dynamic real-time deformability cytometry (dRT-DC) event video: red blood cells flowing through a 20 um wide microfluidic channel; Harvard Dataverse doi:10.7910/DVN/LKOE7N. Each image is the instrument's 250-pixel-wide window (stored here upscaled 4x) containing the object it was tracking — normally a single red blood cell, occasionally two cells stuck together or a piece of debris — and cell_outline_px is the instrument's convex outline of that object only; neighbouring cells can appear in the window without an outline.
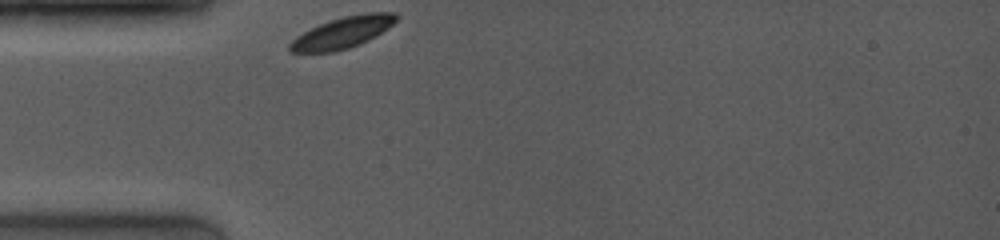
{"species": "common noctule bat (a hibernating species)", "species_latin": "Nyctalus noctula", "temperature_condition": "room temperature", "stored_images_in_passage": 51, "camera_frame_rate_fps": 4000, "um_per_image_px": 0.085, "animal": {"sex": "female", "body_mass_g": 19.0, "forearm_length_mm": 53.3}, "frame": {"image": 1, "passage_image": 1, "time_ms": 0.0, "image_size_px": [1000, 240], "cell_outline_px": [[400, 16], [388, 28], [376, 36], [360, 44], [348, 48], [332, 52], [292, 52], [288, 48], [288, 44], [296, 36], [320, 24], [344, 16], [368, 12], [396, 12]], "centroid_in_image_um": [29.15, 2.76], "position_along_channel_um": 55.8, "area_um2": 19.31}}
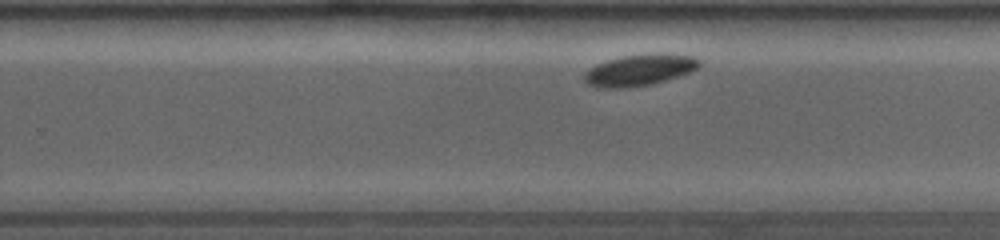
{"frame": {"image": 2, "passage_image": 33, "time_ms": 6.0, "image_size_px": [1000, 240], "cell_outline_px": [[700, 64], [696, 68], [688, 72], [664, 80], [648, 84], [620, 88], [596, 88], [588, 84], [584, 80], [584, 72], [588, 68], [596, 64], [608, 60], [624, 56], [652, 52], [660, 52], [696, 56], [700, 60]], "centroid_in_image_um": [54.33, 5.92], "position_along_channel_um": 275.5, "area_um2": 21.04}}
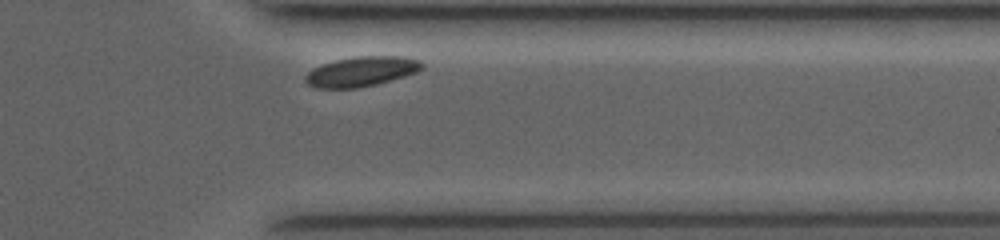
{"frame": {"image": 3, "passage_image": 47, "time_ms": 8.75, "image_size_px": [1000, 240], "cell_outline_px": [[424, 68], [416, 72], [404, 76], [376, 84], [356, 88], [316, 88], [308, 84], [304, 80], [304, 76], [312, 68], [336, 60], [356, 56], [404, 56], [420, 60], [424, 64]], "centroid_in_image_um": [30.73, 6.07], "position_along_channel_um": 380.7, "area_um2": 20.29}}